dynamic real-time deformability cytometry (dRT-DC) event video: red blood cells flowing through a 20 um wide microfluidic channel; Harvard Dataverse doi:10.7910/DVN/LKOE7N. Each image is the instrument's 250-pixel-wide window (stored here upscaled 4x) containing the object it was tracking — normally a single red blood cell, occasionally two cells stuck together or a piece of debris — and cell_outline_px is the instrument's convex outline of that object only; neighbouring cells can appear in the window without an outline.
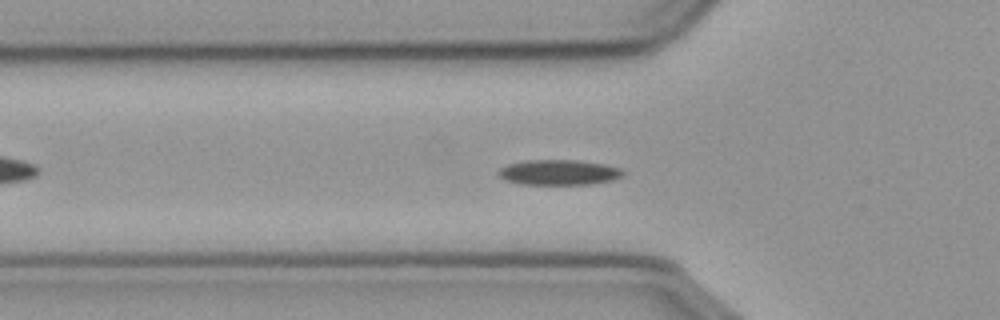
{"species": "common noctule bat (a hibernating species)", "species_latin": "Nyctalus noctula", "temperature_condition": "cold", "stored_images_in_passage": 49, "camera_frame_rate_fps": 3000, "um_per_image_px": 0.085, "animal": {"sex": "male", "body_mass_g": 23.1, "forearm_length_mm": 52.7}, "frame": {"image": 1, "passage_image": 10, "time_ms": 3.0, "image_size_px": [1000, 320], "cell_outline_px": [[624, 176], [612, 180], [592, 184], [520, 184], [504, 180], [496, 176], [496, 172], [500, 168], [508, 164], [528, 160], [576, 160], [604, 164], [620, 168], [624, 172]], "centroid_in_image_um": [47.47, 14.65], "position_along_channel_um": 78.3, "area_um2": 18.5}}
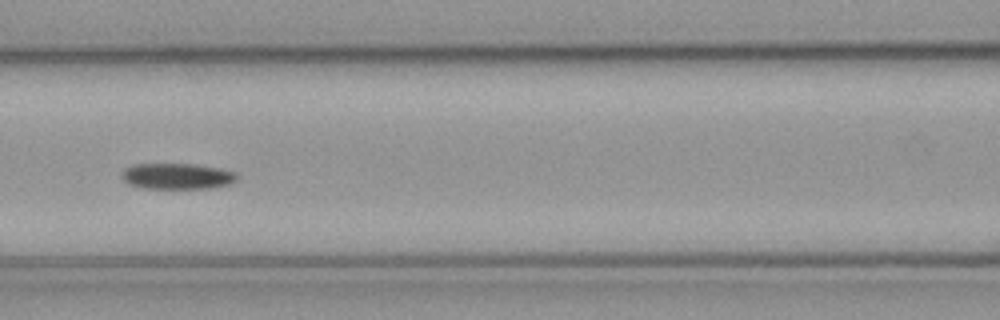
{"frame": {"image": 2, "passage_image": 16, "time_ms": 5.0, "image_size_px": [1000, 320], "cell_outline_px": [[236, 180], [232, 184], [216, 188], [140, 188], [128, 184], [120, 176], [124, 168], [136, 164], [188, 164], [220, 168], [236, 172]], "centroid_in_image_um": [15.05, 14.99], "position_along_channel_um": 151.5, "area_um2": 17.51}}
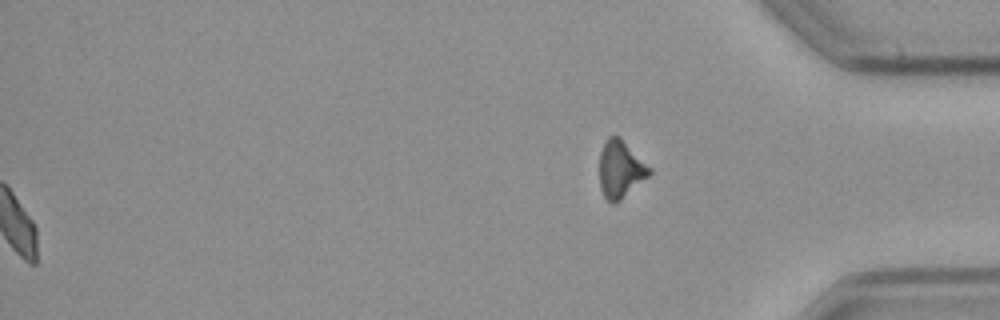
{"frame": {"image": 3, "passage_image": 49, "time_ms": 16.0, "image_size_px": [1000, 320], "cell_outline_px": [[652, 172], [648, 176], [620, 200], [612, 204], [604, 196], [600, 188], [600, 152], [608, 136], [620, 136], [652, 168]], "centroid_in_image_um": [52.75, 14.36], "position_along_channel_um": 382.5, "area_um2": 16.59}}